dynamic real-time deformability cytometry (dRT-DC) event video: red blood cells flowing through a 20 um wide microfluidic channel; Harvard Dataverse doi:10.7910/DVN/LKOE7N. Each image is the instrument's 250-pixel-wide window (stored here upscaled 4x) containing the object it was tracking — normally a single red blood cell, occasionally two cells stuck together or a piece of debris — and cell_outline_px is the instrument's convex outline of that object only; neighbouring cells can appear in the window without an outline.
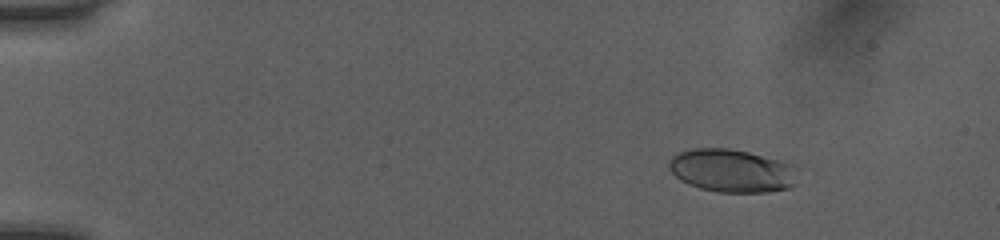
{"species": "human", "species_latin": "Homo sapiens", "temperature_condition": "room temperature", "stored_images_in_passage": 52, "camera_frame_rate_fps": 3000, "um_per_image_px": 0.085, "donor": {"sex": "female"}, "frame": {"image": 1, "passage_image": 8, "time_ms": 2.333, "image_size_px": [1000, 240], "cell_outline_px": [[796, 184], [788, 188], [768, 192], [720, 192], [700, 188], [688, 184], [680, 180], [668, 168], [668, 160], [676, 152], [692, 148], [728, 148], [748, 152], [796, 164]], "centroid_in_image_um": [62.2, 14.5], "position_along_channel_um": 22.8, "area_um2": 32.66}}
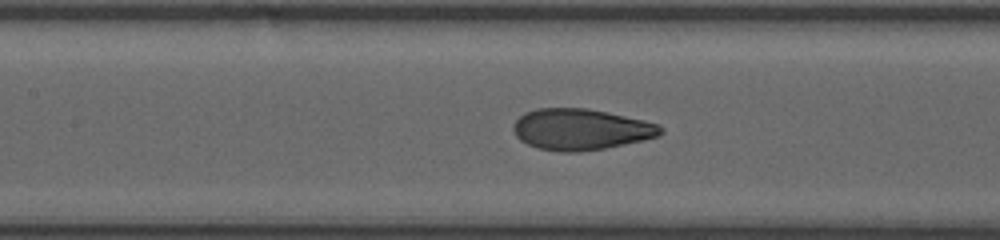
{"frame": {"image": 2, "passage_image": 26, "time_ms": 8.333, "image_size_px": [1000, 240], "cell_outline_px": [[664, 132], [660, 136], [644, 140], [604, 148], [576, 152], [564, 152], [540, 148], [528, 144], [520, 140], [516, 136], [512, 128], [516, 120], [524, 112], [536, 108], [588, 108], [608, 112], [644, 120], [660, 124], [664, 128]], "centroid_in_image_um": [49.4, 10.98], "position_along_channel_um": 158.0, "area_um2": 35.43}}
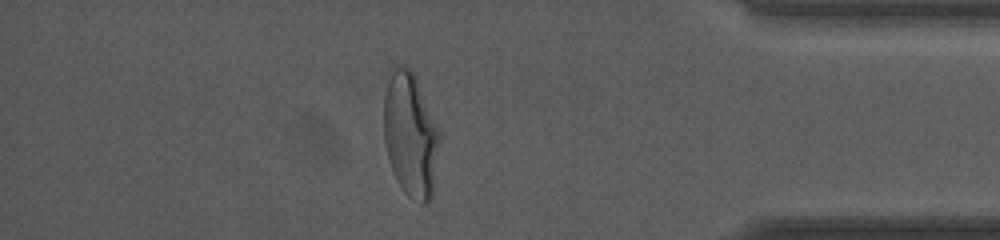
{"frame": {"image": 3, "passage_image": 46, "time_ms": 15.0, "image_size_px": [1000, 240], "cell_outline_px": [[440, 140], [432, 196], [428, 204], [420, 204], [408, 196], [404, 192], [396, 180], [392, 172], [384, 140], [384, 96], [388, 68], [400, 64], [404, 64], [412, 72], [440, 128]], "centroid_in_image_um": [34.88, 11.44], "position_along_channel_um": 400.3, "area_um2": 40.98}, "authors_computed_cell_mechanics": {"area_um2": 34.8823, "velocity_mm_per_s": 4.056, "shape_relaxation_time_tau1_ms": 3.5814, "shape_relaxation_time_tau2_ms": null, "deformation_change_tau1": 0.1795, "deformation_change_tau2": null}}